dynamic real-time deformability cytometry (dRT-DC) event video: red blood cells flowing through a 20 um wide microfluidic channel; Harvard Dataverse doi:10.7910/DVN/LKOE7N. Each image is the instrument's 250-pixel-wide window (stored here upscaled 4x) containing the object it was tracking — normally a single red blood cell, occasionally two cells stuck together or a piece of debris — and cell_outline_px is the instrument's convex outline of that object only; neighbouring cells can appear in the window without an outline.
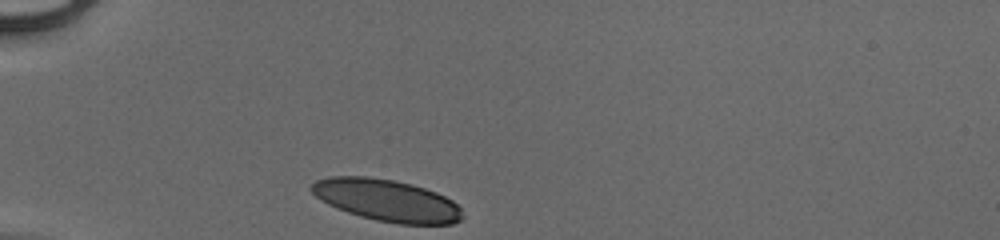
{"species": "human", "species_latin": "Homo sapiens", "temperature_condition": "cold", "stored_images_in_passage": 30, "camera_frame_rate_fps": 3000, "um_per_image_px": 0.085, "donor": {"sex": "male"}, "frame": {"image": 1, "passage_image": 1, "time_ms": 0.0, "image_size_px": [1000, 240], "cell_outline_px": [[464, 216], [460, 220], [452, 224], [396, 224], [376, 220], [360, 216], [336, 208], [320, 200], [308, 188], [316, 180], [328, 176], [368, 176], [392, 180], [412, 184], [436, 192], [452, 200], [460, 208]], "centroid_in_image_um": [32.86, 17.03], "position_along_channel_um": 52.1, "area_um2": 36.93}}
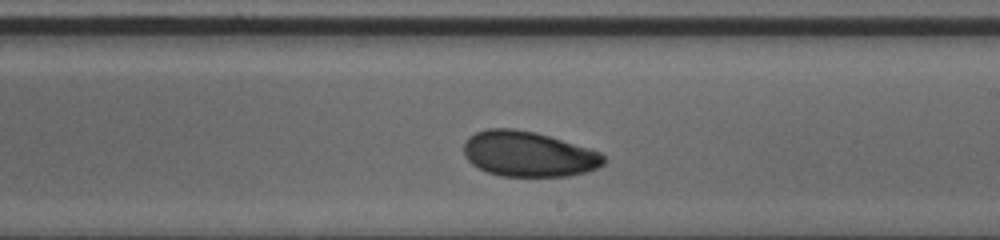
{"frame": {"image": 2, "passage_image": 18, "time_ms": 5.667, "image_size_px": [1000, 240], "cell_outline_px": [[604, 164], [596, 168], [584, 172], [568, 176], [500, 176], [488, 172], [472, 164], [464, 156], [464, 140], [468, 136], [476, 132], [488, 128], [512, 128], [536, 132], [588, 148], [600, 152], [604, 156]], "centroid_in_image_um": [44.87, 13.08], "position_along_channel_um": 244.1, "area_um2": 36.88}}
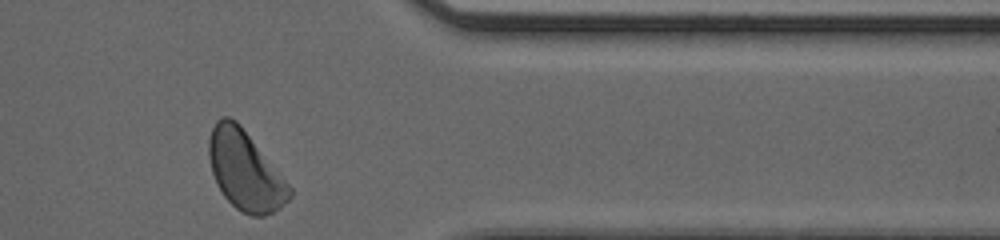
{"frame": {"image": 3, "passage_image": 30, "time_ms": 9.667, "image_size_px": [1000, 240], "cell_outline_px": [[292, 196], [280, 208], [264, 216], [252, 216], [236, 208], [224, 196], [216, 184], [212, 172], [208, 156], [208, 140], [212, 128], [216, 120], [224, 116], [228, 116], [236, 120], [240, 124], [292, 188]], "centroid_in_image_um": [20.82, 14.49], "position_along_channel_um": 390.6, "area_um2": 37.05}, "authors_computed_cell_mechanics": {"area_um2": 37.1654, "velocity_mm_per_s": 3.8753, "shape_relaxation_time_tau1_ms": 4.4324, "shape_relaxation_time_tau2_ms": 4.0942, "deformation_change_tau1": 0.1099, "deformation_change_tau2": 0.0798}}